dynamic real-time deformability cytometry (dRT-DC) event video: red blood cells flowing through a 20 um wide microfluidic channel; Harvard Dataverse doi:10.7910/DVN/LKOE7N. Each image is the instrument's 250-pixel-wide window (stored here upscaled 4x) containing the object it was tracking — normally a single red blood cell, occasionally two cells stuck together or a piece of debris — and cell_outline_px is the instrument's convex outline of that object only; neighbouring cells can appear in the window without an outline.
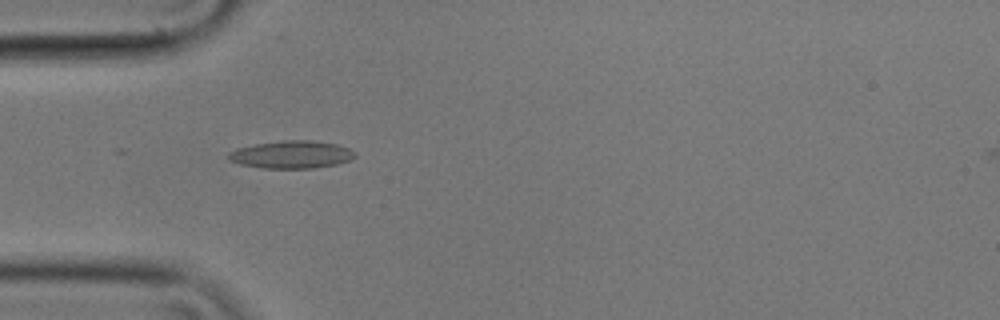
{"species": "common noctule bat (a hibernating species)", "species_latin": "Nyctalus noctula", "temperature_condition": "cold", "stored_images_in_passage": 11, "camera_frame_rate_fps": 3000, "um_per_image_px": 0.085, "animal": {"sex": "male", "body_mass_g": 17.9}, "frame": {"image": 1, "passage_image": 1, "time_ms": 0.0, "image_size_px": [1000, 320], "cell_outline_px": [[356, 156], [348, 160], [336, 164], [312, 168], [260, 168], [240, 164], [228, 160], [228, 152], [236, 148], [256, 144], [280, 140], [312, 140], [336, 144], [348, 148], [356, 152]], "centroid_in_image_um": [24.74, 13.13], "position_along_channel_um": 60.3, "area_um2": 20.4}}
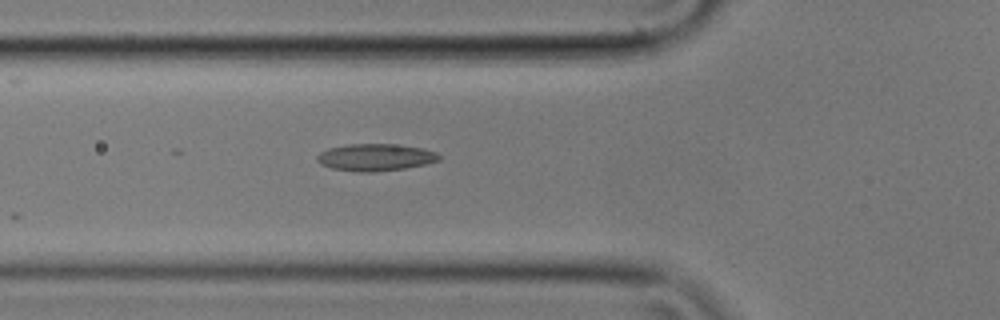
{"frame": {"image": 2, "passage_image": 4, "time_ms": 1.0, "image_size_px": [1000, 320], "cell_outline_px": [[440, 160], [428, 164], [404, 168], [372, 172], [360, 172], [332, 168], [320, 164], [316, 160], [316, 156], [320, 152], [328, 148], [348, 144], [392, 144], [424, 148], [436, 152], [440, 156]], "centroid_in_image_um": [31.91, 13.37], "position_along_channel_um": 93.9, "area_um2": 19.31}}
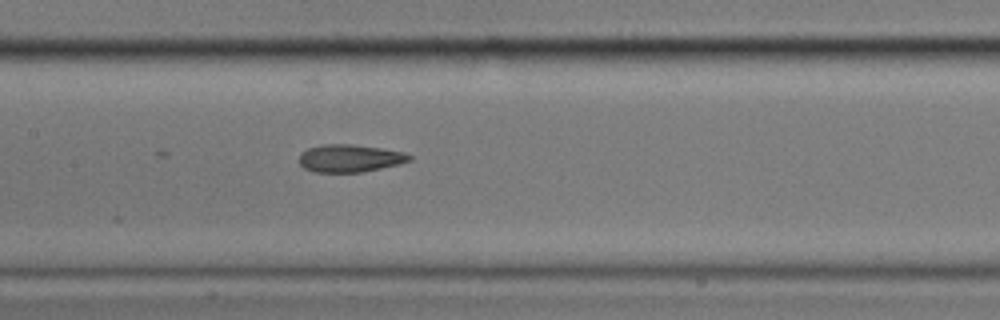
{"frame": {"image": 3, "passage_image": 11, "time_ms": 3.333, "image_size_px": [1000, 320], "cell_outline_px": [[412, 160], [400, 164], [360, 172], [316, 172], [304, 168], [300, 164], [300, 152], [308, 148], [320, 144], [352, 144], [380, 148], [404, 152], [412, 156]], "centroid_in_image_um": [29.73, 13.44], "position_along_channel_um": 177.7, "area_um2": 17.74}}